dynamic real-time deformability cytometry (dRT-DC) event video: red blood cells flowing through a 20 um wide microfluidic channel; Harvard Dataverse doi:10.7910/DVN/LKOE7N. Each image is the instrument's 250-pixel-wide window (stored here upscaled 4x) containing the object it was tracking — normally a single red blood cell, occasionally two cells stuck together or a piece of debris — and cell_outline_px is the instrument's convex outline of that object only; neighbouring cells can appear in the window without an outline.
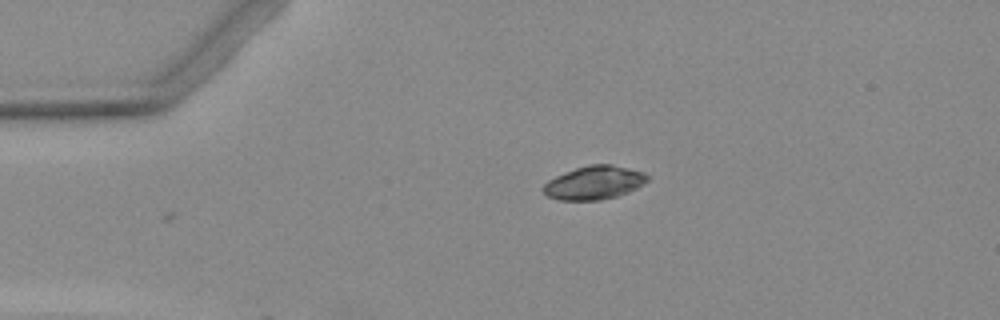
{"species": "Egyptian fruit bat (a non-hibernating species)", "species_latin": "Rousettus aegyptiacus", "temperature_condition": "warm", "stored_images_in_passage": 3, "camera_frame_rate_fps": 3000, "um_per_image_px": 0.085, "animal": {"sex": "female"}, "frame": {"image": 1, "passage_image": 3, "time_ms": 2.333, "image_size_px": [1000, 320], "cell_outline_px": [[648, 180], [644, 184], [628, 192], [616, 196], [600, 200], [560, 200], [548, 196], [540, 188], [548, 180], [556, 176], [576, 168], [588, 164], [612, 164], [644, 172], [648, 176]], "centroid_in_image_um": [50.5, 15.52], "position_along_channel_um": 34.5, "area_um2": 20.29}}